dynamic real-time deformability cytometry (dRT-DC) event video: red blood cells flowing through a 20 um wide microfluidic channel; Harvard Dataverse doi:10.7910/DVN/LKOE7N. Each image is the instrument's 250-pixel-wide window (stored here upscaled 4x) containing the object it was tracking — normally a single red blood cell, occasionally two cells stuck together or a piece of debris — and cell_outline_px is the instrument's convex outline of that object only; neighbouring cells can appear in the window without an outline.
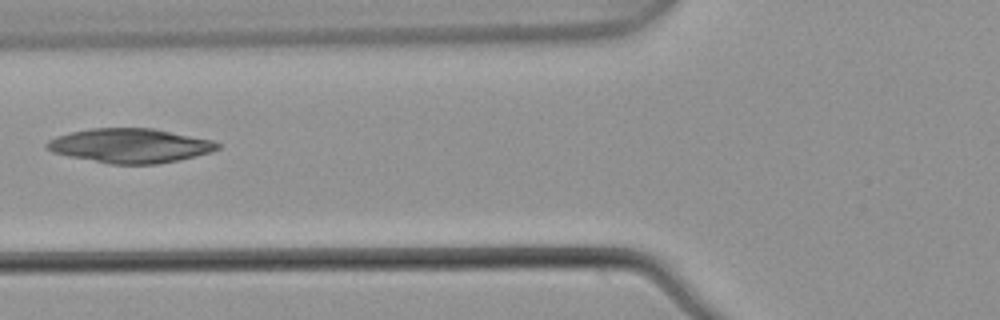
{"species": "common noctule bat (a hibernating species)", "species_latin": "Nyctalus noctula", "temperature_condition": "warm", "stored_images_in_passage": 5, "camera_frame_rate_fps": 3000, "um_per_image_px": 0.085, "animal": {"sex": "male", "body_mass_g": 21.5, "forearm_length_mm": 52.0}, "frame": {"image": 1, "passage_image": 5, "time_ms": 1.333, "image_size_px": [1000, 320], "cell_outline_px": [[220, 148], [208, 152], [176, 160], [156, 164], [112, 164], [68, 156], [52, 152], [44, 144], [48, 140], [56, 136], [72, 132], [92, 128], [152, 128], [212, 140], [220, 144]], "centroid_in_image_um": [11.01, 12.37], "position_along_channel_um": 114.8, "area_um2": 33.7}}